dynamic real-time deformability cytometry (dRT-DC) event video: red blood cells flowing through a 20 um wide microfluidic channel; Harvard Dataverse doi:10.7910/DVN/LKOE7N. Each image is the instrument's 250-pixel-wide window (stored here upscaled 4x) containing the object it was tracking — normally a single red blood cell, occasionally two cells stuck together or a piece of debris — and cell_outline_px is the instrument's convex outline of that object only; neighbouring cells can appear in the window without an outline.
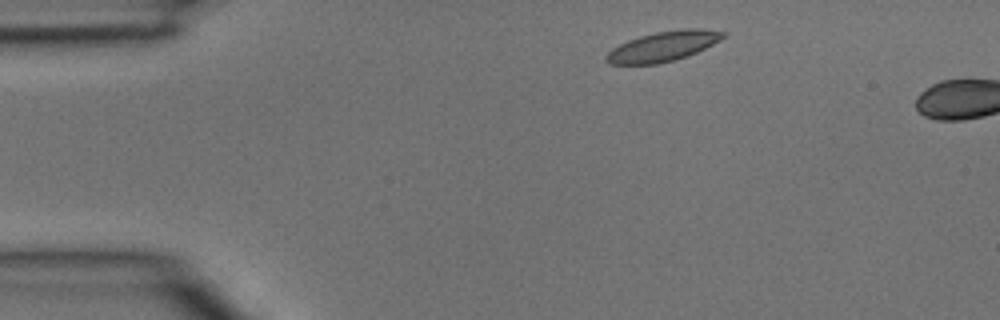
{"species": "common noctule bat (a hibernating species)", "species_latin": "Nyctalus noctula", "temperature_condition": "room temperature", "stored_images_in_passage": 2, "camera_frame_rate_fps": 3000, "um_per_image_px": 0.085, "animal": {"sex": "male", "body_mass_g": 15.6}, "frame": {"image": 1, "passage_image": 1, "time_ms": 0.0, "image_size_px": [1000, 320], "cell_outline_px": [[728, 36], [696, 52], [672, 60], [656, 64], [608, 64], [604, 60], [604, 56], [612, 48], [628, 40], [640, 36], [656, 32], [680, 28], [700, 28], [728, 32]], "centroid_in_image_um": [56.36, 3.92], "position_along_channel_um": 28.6, "area_um2": 20.4}}